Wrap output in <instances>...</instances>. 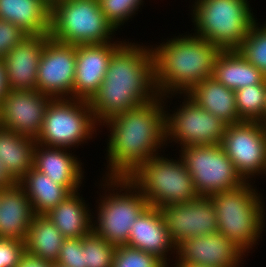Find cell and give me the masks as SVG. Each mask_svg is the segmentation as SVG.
I'll use <instances>...</instances> for the list:
<instances>
[{
    "instance_id": "cell-35",
    "label": "cell",
    "mask_w": 266,
    "mask_h": 267,
    "mask_svg": "<svg viewBox=\"0 0 266 267\" xmlns=\"http://www.w3.org/2000/svg\"><path fill=\"white\" fill-rule=\"evenodd\" d=\"M26 36L28 35L18 26L8 21L0 20V59H3Z\"/></svg>"
},
{
    "instance_id": "cell-16",
    "label": "cell",
    "mask_w": 266,
    "mask_h": 267,
    "mask_svg": "<svg viewBox=\"0 0 266 267\" xmlns=\"http://www.w3.org/2000/svg\"><path fill=\"white\" fill-rule=\"evenodd\" d=\"M245 254L232 240L215 232L185 240L176 247L174 259L184 265L241 267Z\"/></svg>"
},
{
    "instance_id": "cell-37",
    "label": "cell",
    "mask_w": 266,
    "mask_h": 267,
    "mask_svg": "<svg viewBox=\"0 0 266 267\" xmlns=\"http://www.w3.org/2000/svg\"><path fill=\"white\" fill-rule=\"evenodd\" d=\"M16 267H52V262L24 253Z\"/></svg>"
},
{
    "instance_id": "cell-34",
    "label": "cell",
    "mask_w": 266,
    "mask_h": 267,
    "mask_svg": "<svg viewBox=\"0 0 266 267\" xmlns=\"http://www.w3.org/2000/svg\"><path fill=\"white\" fill-rule=\"evenodd\" d=\"M57 263L65 267L83 266V237L66 238L60 249Z\"/></svg>"
},
{
    "instance_id": "cell-3",
    "label": "cell",
    "mask_w": 266,
    "mask_h": 267,
    "mask_svg": "<svg viewBox=\"0 0 266 267\" xmlns=\"http://www.w3.org/2000/svg\"><path fill=\"white\" fill-rule=\"evenodd\" d=\"M185 33L151 46L157 91L167 99L174 95L182 98L194 86L211 77L214 63L222 52L206 39Z\"/></svg>"
},
{
    "instance_id": "cell-25",
    "label": "cell",
    "mask_w": 266,
    "mask_h": 267,
    "mask_svg": "<svg viewBox=\"0 0 266 267\" xmlns=\"http://www.w3.org/2000/svg\"><path fill=\"white\" fill-rule=\"evenodd\" d=\"M211 77L233 91L266 80L264 73L250 64L237 50L222 51L219 54Z\"/></svg>"
},
{
    "instance_id": "cell-1",
    "label": "cell",
    "mask_w": 266,
    "mask_h": 267,
    "mask_svg": "<svg viewBox=\"0 0 266 267\" xmlns=\"http://www.w3.org/2000/svg\"><path fill=\"white\" fill-rule=\"evenodd\" d=\"M103 125L109 135L105 149L108 165L102 177L128 178L150 157L162 154L163 147H167L166 110L162 96L119 113L100 126L103 128Z\"/></svg>"
},
{
    "instance_id": "cell-36",
    "label": "cell",
    "mask_w": 266,
    "mask_h": 267,
    "mask_svg": "<svg viewBox=\"0 0 266 267\" xmlns=\"http://www.w3.org/2000/svg\"><path fill=\"white\" fill-rule=\"evenodd\" d=\"M24 253V241L0 238V267H16Z\"/></svg>"
},
{
    "instance_id": "cell-15",
    "label": "cell",
    "mask_w": 266,
    "mask_h": 267,
    "mask_svg": "<svg viewBox=\"0 0 266 267\" xmlns=\"http://www.w3.org/2000/svg\"><path fill=\"white\" fill-rule=\"evenodd\" d=\"M52 99L38 90H8L0 104V127L36 140Z\"/></svg>"
},
{
    "instance_id": "cell-23",
    "label": "cell",
    "mask_w": 266,
    "mask_h": 267,
    "mask_svg": "<svg viewBox=\"0 0 266 267\" xmlns=\"http://www.w3.org/2000/svg\"><path fill=\"white\" fill-rule=\"evenodd\" d=\"M79 191L68 195L45 215L66 238H82L92 231L93 209ZM87 203V204H86ZM89 206V207H88ZM92 212V213H91Z\"/></svg>"
},
{
    "instance_id": "cell-20",
    "label": "cell",
    "mask_w": 266,
    "mask_h": 267,
    "mask_svg": "<svg viewBox=\"0 0 266 267\" xmlns=\"http://www.w3.org/2000/svg\"><path fill=\"white\" fill-rule=\"evenodd\" d=\"M132 226L127 245L157 256L169 267L167 261H170V255H176V246L167 232L159 208L148 206Z\"/></svg>"
},
{
    "instance_id": "cell-33",
    "label": "cell",
    "mask_w": 266,
    "mask_h": 267,
    "mask_svg": "<svg viewBox=\"0 0 266 267\" xmlns=\"http://www.w3.org/2000/svg\"><path fill=\"white\" fill-rule=\"evenodd\" d=\"M112 267H168L161 259L140 249L117 246Z\"/></svg>"
},
{
    "instance_id": "cell-4",
    "label": "cell",
    "mask_w": 266,
    "mask_h": 267,
    "mask_svg": "<svg viewBox=\"0 0 266 267\" xmlns=\"http://www.w3.org/2000/svg\"><path fill=\"white\" fill-rule=\"evenodd\" d=\"M258 192L252 181H246L240 187L210 196L218 232L232 240L245 253L253 250L266 231L265 202Z\"/></svg>"
},
{
    "instance_id": "cell-12",
    "label": "cell",
    "mask_w": 266,
    "mask_h": 267,
    "mask_svg": "<svg viewBox=\"0 0 266 267\" xmlns=\"http://www.w3.org/2000/svg\"><path fill=\"white\" fill-rule=\"evenodd\" d=\"M220 144L245 181L266 173V127L262 123L227 125Z\"/></svg>"
},
{
    "instance_id": "cell-2",
    "label": "cell",
    "mask_w": 266,
    "mask_h": 267,
    "mask_svg": "<svg viewBox=\"0 0 266 267\" xmlns=\"http://www.w3.org/2000/svg\"><path fill=\"white\" fill-rule=\"evenodd\" d=\"M160 95L151 45L124 42L113 52L98 91L88 101L99 125Z\"/></svg>"
},
{
    "instance_id": "cell-40",
    "label": "cell",
    "mask_w": 266,
    "mask_h": 267,
    "mask_svg": "<svg viewBox=\"0 0 266 267\" xmlns=\"http://www.w3.org/2000/svg\"><path fill=\"white\" fill-rule=\"evenodd\" d=\"M172 262H175V264H173V266L171 265L170 267H206L202 265H184V264L178 263L176 260Z\"/></svg>"
},
{
    "instance_id": "cell-30",
    "label": "cell",
    "mask_w": 266,
    "mask_h": 267,
    "mask_svg": "<svg viewBox=\"0 0 266 267\" xmlns=\"http://www.w3.org/2000/svg\"><path fill=\"white\" fill-rule=\"evenodd\" d=\"M257 21L237 51L266 76V22L263 25Z\"/></svg>"
},
{
    "instance_id": "cell-32",
    "label": "cell",
    "mask_w": 266,
    "mask_h": 267,
    "mask_svg": "<svg viewBox=\"0 0 266 267\" xmlns=\"http://www.w3.org/2000/svg\"><path fill=\"white\" fill-rule=\"evenodd\" d=\"M107 21L117 31L134 16L145 3L143 0H98ZM142 5V6H141ZM140 7V8H139ZM126 22V23H125Z\"/></svg>"
},
{
    "instance_id": "cell-13",
    "label": "cell",
    "mask_w": 266,
    "mask_h": 267,
    "mask_svg": "<svg viewBox=\"0 0 266 267\" xmlns=\"http://www.w3.org/2000/svg\"><path fill=\"white\" fill-rule=\"evenodd\" d=\"M75 69L76 45L50 38L40 57L36 90L53 99L73 98Z\"/></svg>"
},
{
    "instance_id": "cell-18",
    "label": "cell",
    "mask_w": 266,
    "mask_h": 267,
    "mask_svg": "<svg viewBox=\"0 0 266 267\" xmlns=\"http://www.w3.org/2000/svg\"><path fill=\"white\" fill-rule=\"evenodd\" d=\"M49 34L28 35L2 59L9 90H36L40 57Z\"/></svg>"
},
{
    "instance_id": "cell-28",
    "label": "cell",
    "mask_w": 266,
    "mask_h": 267,
    "mask_svg": "<svg viewBox=\"0 0 266 267\" xmlns=\"http://www.w3.org/2000/svg\"><path fill=\"white\" fill-rule=\"evenodd\" d=\"M65 238L46 215H35L25 239V252L51 262H57Z\"/></svg>"
},
{
    "instance_id": "cell-17",
    "label": "cell",
    "mask_w": 266,
    "mask_h": 267,
    "mask_svg": "<svg viewBox=\"0 0 266 267\" xmlns=\"http://www.w3.org/2000/svg\"><path fill=\"white\" fill-rule=\"evenodd\" d=\"M124 42L76 46V69L73 98L89 101L98 91L109 67L113 52Z\"/></svg>"
},
{
    "instance_id": "cell-14",
    "label": "cell",
    "mask_w": 266,
    "mask_h": 267,
    "mask_svg": "<svg viewBox=\"0 0 266 267\" xmlns=\"http://www.w3.org/2000/svg\"><path fill=\"white\" fill-rule=\"evenodd\" d=\"M159 211L176 247L192 237L218 232L216 213L210 197L199 196L188 203L164 205Z\"/></svg>"
},
{
    "instance_id": "cell-7",
    "label": "cell",
    "mask_w": 266,
    "mask_h": 267,
    "mask_svg": "<svg viewBox=\"0 0 266 267\" xmlns=\"http://www.w3.org/2000/svg\"><path fill=\"white\" fill-rule=\"evenodd\" d=\"M114 33L116 30L107 21L98 0H55L51 3L49 35L59 43L77 46L114 42Z\"/></svg>"
},
{
    "instance_id": "cell-27",
    "label": "cell",
    "mask_w": 266,
    "mask_h": 267,
    "mask_svg": "<svg viewBox=\"0 0 266 267\" xmlns=\"http://www.w3.org/2000/svg\"><path fill=\"white\" fill-rule=\"evenodd\" d=\"M29 197L36 215H45L69 194L64 186L32 168L17 182Z\"/></svg>"
},
{
    "instance_id": "cell-24",
    "label": "cell",
    "mask_w": 266,
    "mask_h": 267,
    "mask_svg": "<svg viewBox=\"0 0 266 267\" xmlns=\"http://www.w3.org/2000/svg\"><path fill=\"white\" fill-rule=\"evenodd\" d=\"M186 95L227 125L242 122L236 107L235 91L224 86L213 77L204 79Z\"/></svg>"
},
{
    "instance_id": "cell-31",
    "label": "cell",
    "mask_w": 266,
    "mask_h": 267,
    "mask_svg": "<svg viewBox=\"0 0 266 267\" xmlns=\"http://www.w3.org/2000/svg\"><path fill=\"white\" fill-rule=\"evenodd\" d=\"M117 246L91 231L83 236V266L112 267Z\"/></svg>"
},
{
    "instance_id": "cell-5",
    "label": "cell",
    "mask_w": 266,
    "mask_h": 267,
    "mask_svg": "<svg viewBox=\"0 0 266 267\" xmlns=\"http://www.w3.org/2000/svg\"><path fill=\"white\" fill-rule=\"evenodd\" d=\"M99 183V189H104L95 200L92 231L111 244L127 245L132 225L149 206L148 201L128 178L102 177Z\"/></svg>"
},
{
    "instance_id": "cell-21",
    "label": "cell",
    "mask_w": 266,
    "mask_h": 267,
    "mask_svg": "<svg viewBox=\"0 0 266 267\" xmlns=\"http://www.w3.org/2000/svg\"><path fill=\"white\" fill-rule=\"evenodd\" d=\"M0 238L25 241L36 215L24 189L16 183L0 190Z\"/></svg>"
},
{
    "instance_id": "cell-29",
    "label": "cell",
    "mask_w": 266,
    "mask_h": 267,
    "mask_svg": "<svg viewBox=\"0 0 266 267\" xmlns=\"http://www.w3.org/2000/svg\"><path fill=\"white\" fill-rule=\"evenodd\" d=\"M238 115L241 121L260 122L266 101V80L235 91Z\"/></svg>"
},
{
    "instance_id": "cell-19",
    "label": "cell",
    "mask_w": 266,
    "mask_h": 267,
    "mask_svg": "<svg viewBox=\"0 0 266 267\" xmlns=\"http://www.w3.org/2000/svg\"><path fill=\"white\" fill-rule=\"evenodd\" d=\"M82 164L84 163L70 149L49 147L39 143L35 145L33 168L64 186L70 193L80 191V187H84L85 172Z\"/></svg>"
},
{
    "instance_id": "cell-11",
    "label": "cell",
    "mask_w": 266,
    "mask_h": 267,
    "mask_svg": "<svg viewBox=\"0 0 266 267\" xmlns=\"http://www.w3.org/2000/svg\"><path fill=\"white\" fill-rule=\"evenodd\" d=\"M175 111H168V100L163 96L166 111V145L178 143V147L220 144L227 124L197 105L186 94ZM167 104V105H166Z\"/></svg>"
},
{
    "instance_id": "cell-42",
    "label": "cell",
    "mask_w": 266,
    "mask_h": 267,
    "mask_svg": "<svg viewBox=\"0 0 266 267\" xmlns=\"http://www.w3.org/2000/svg\"><path fill=\"white\" fill-rule=\"evenodd\" d=\"M52 267H65L57 262H52Z\"/></svg>"
},
{
    "instance_id": "cell-39",
    "label": "cell",
    "mask_w": 266,
    "mask_h": 267,
    "mask_svg": "<svg viewBox=\"0 0 266 267\" xmlns=\"http://www.w3.org/2000/svg\"><path fill=\"white\" fill-rule=\"evenodd\" d=\"M7 87V77H6V69L2 59H0V104L2 102L3 97L8 92Z\"/></svg>"
},
{
    "instance_id": "cell-10",
    "label": "cell",
    "mask_w": 266,
    "mask_h": 267,
    "mask_svg": "<svg viewBox=\"0 0 266 267\" xmlns=\"http://www.w3.org/2000/svg\"><path fill=\"white\" fill-rule=\"evenodd\" d=\"M179 154L199 196L210 197L240 187L246 182L221 144L186 146L179 149Z\"/></svg>"
},
{
    "instance_id": "cell-22",
    "label": "cell",
    "mask_w": 266,
    "mask_h": 267,
    "mask_svg": "<svg viewBox=\"0 0 266 267\" xmlns=\"http://www.w3.org/2000/svg\"><path fill=\"white\" fill-rule=\"evenodd\" d=\"M50 13L47 0H0V20L13 23L27 35L49 34Z\"/></svg>"
},
{
    "instance_id": "cell-38",
    "label": "cell",
    "mask_w": 266,
    "mask_h": 267,
    "mask_svg": "<svg viewBox=\"0 0 266 267\" xmlns=\"http://www.w3.org/2000/svg\"><path fill=\"white\" fill-rule=\"evenodd\" d=\"M17 182L7 172L4 164L0 160V190L4 188H10Z\"/></svg>"
},
{
    "instance_id": "cell-26",
    "label": "cell",
    "mask_w": 266,
    "mask_h": 267,
    "mask_svg": "<svg viewBox=\"0 0 266 267\" xmlns=\"http://www.w3.org/2000/svg\"><path fill=\"white\" fill-rule=\"evenodd\" d=\"M36 140L0 127V160L18 182L33 168Z\"/></svg>"
},
{
    "instance_id": "cell-6",
    "label": "cell",
    "mask_w": 266,
    "mask_h": 267,
    "mask_svg": "<svg viewBox=\"0 0 266 267\" xmlns=\"http://www.w3.org/2000/svg\"><path fill=\"white\" fill-rule=\"evenodd\" d=\"M192 34L222 51L237 50L257 18L248 0H192ZM193 19V20H192Z\"/></svg>"
},
{
    "instance_id": "cell-9",
    "label": "cell",
    "mask_w": 266,
    "mask_h": 267,
    "mask_svg": "<svg viewBox=\"0 0 266 267\" xmlns=\"http://www.w3.org/2000/svg\"><path fill=\"white\" fill-rule=\"evenodd\" d=\"M98 127L102 129L95 120L88 101L75 98L52 99L36 142L49 147L77 148L92 140L97 135Z\"/></svg>"
},
{
    "instance_id": "cell-41",
    "label": "cell",
    "mask_w": 266,
    "mask_h": 267,
    "mask_svg": "<svg viewBox=\"0 0 266 267\" xmlns=\"http://www.w3.org/2000/svg\"><path fill=\"white\" fill-rule=\"evenodd\" d=\"M260 123H262L265 127H266V101H265V106H264V114H263V118L260 121Z\"/></svg>"
},
{
    "instance_id": "cell-8",
    "label": "cell",
    "mask_w": 266,
    "mask_h": 267,
    "mask_svg": "<svg viewBox=\"0 0 266 267\" xmlns=\"http://www.w3.org/2000/svg\"><path fill=\"white\" fill-rule=\"evenodd\" d=\"M128 179L152 207L188 203L199 197L180 156L176 159L161 154L150 157Z\"/></svg>"
}]
</instances>
